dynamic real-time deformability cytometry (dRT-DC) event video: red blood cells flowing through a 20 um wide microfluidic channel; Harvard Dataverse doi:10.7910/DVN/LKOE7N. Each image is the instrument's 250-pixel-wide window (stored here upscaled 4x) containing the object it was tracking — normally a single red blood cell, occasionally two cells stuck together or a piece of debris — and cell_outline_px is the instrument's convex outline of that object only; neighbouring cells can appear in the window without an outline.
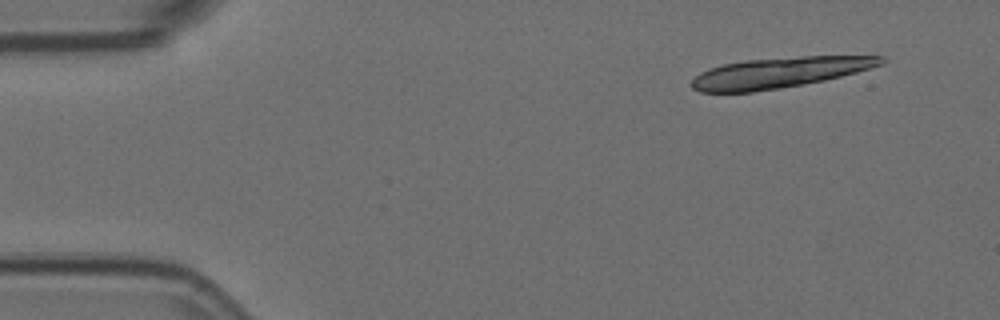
{"species": "Egyptian fruit bat (a non-hibernating species)", "species_latin": "Rousettus aegyptiacus", "temperature_condition": "room temperature", "stored_images_in_passage": 4, "camera_frame_rate_fps": 3000, "um_per_image_px": 0.085, "animal": {"sex": "female"}, "frame": {"image": 1, "passage_image": 1, "time_ms": 0.0, "image_size_px": [1000, 320], "cell_outline_px": [[888, 60], [884, 64], [856, 72], [824, 80], [804, 84], [780, 88], [752, 92], [700, 92], [692, 88], [688, 84], [700, 72], [708, 68], [724, 64], [744, 60], [800, 56], [884, 56]], "centroid_in_image_um": [66.23, 6.17], "position_along_channel_um": 18.8, "area_um2": 33.81}}